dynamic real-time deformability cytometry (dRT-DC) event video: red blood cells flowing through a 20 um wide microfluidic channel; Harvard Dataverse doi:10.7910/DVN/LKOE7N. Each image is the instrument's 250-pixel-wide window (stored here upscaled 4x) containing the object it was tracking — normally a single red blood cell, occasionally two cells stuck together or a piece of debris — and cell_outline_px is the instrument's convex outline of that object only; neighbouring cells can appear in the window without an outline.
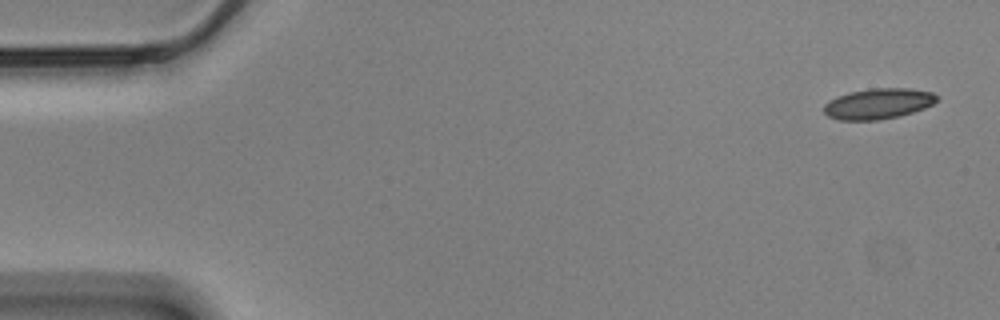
{"species": "Egyptian fruit bat (a non-hibernating species)", "species_latin": "Rousettus aegyptiacus", "temperature_condition": "cold", "stored_images_in_passage": 15, "camera_frame_rate_fps": 3000, "um_per_image_px": 0.085, "animal": {"sex": "male"}, "frame": {"image": 1, "passage_image": 1, "time_ms": 0.0, "image_size_px": [1000, 320], "cell_outline_px": [[940, 100], [924, 108], [900, 116], [880, 120], [836, 120], [828, 116], [824, 112], [824, 104], [828, 100], [836, 96], [848, 92], [868, 88], [908, 88], [932, 92], [940, 96]], "centroid_in_image_um": [74.65, 8.81], "position_along_channel_um": 10.4, "area_um2": 20.52}}
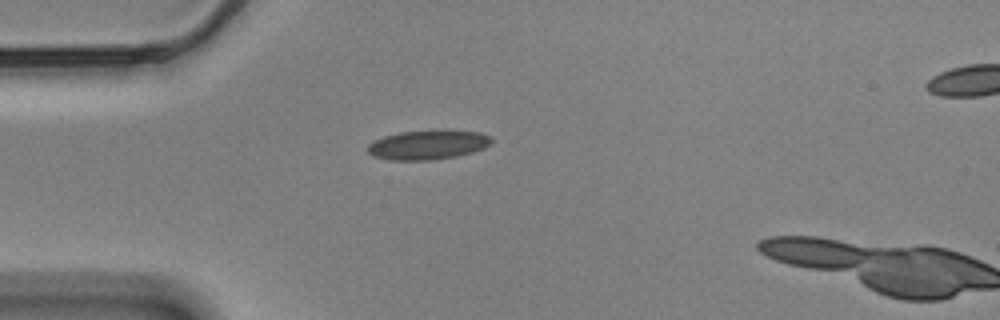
{"frame": {"image": 2, "passage_image": 14, "time_ms": 4.333, "image_size_px": [1000, 320], "cell_outline_px": [[492, 140], [484, 148], [472, 152], [456, 156], [432, 160], [388, 160], [372, 156], [368, 152], [368, 144], [372, 140], [384, 136], [400, 132], [480, 132], [488, 136]], "centroid_in_image_um": [36.27, 12.35], "position_along_channel_um": 48.7, "area_um2": 20.52}}